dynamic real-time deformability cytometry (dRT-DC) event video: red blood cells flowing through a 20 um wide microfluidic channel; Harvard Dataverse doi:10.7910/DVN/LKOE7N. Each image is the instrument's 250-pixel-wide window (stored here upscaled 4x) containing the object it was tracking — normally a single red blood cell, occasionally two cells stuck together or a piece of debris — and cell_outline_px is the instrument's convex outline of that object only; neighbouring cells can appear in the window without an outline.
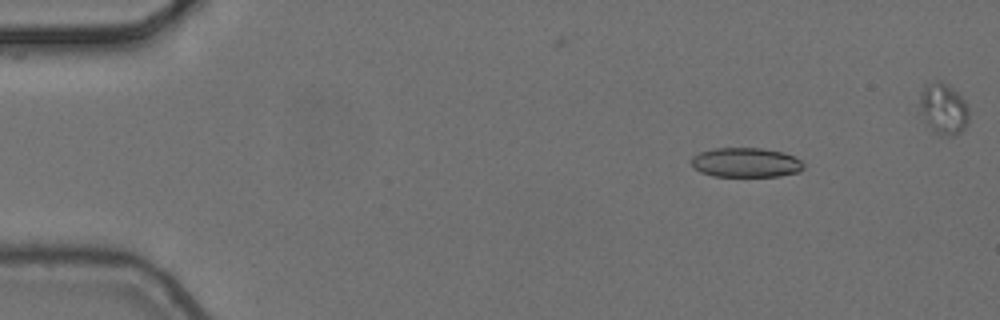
{"species": "common noctule bat (a hibernating species)", "species_latin": "Nyctalus noctula", "temperature_condition": "cold", "stored_images_in_passage": 7, "segment_of_instrument_passage": [1, 2], "camera_frame_rate_fps": 3000, "um_per_image_px": 0.085, "animal": {"sex": "female", "body_mass_g": 24.6, "forearm_length_mm": 56.2}, "frame": {"image": 1, "passage_image": 2, "time_ms": 0.333, "image_size_px": [1000, 320], "cell_outline_px": [[804, 168], [800, 172], [780, 176], [712, 176], [700, 172], [692, 168], [692, 156], [700, 152], [716, 148], [760, 148], [784, 152], [800, 160], [804, 164]], "centroid_in_image_um": [63.4, 13.82], "position_along_channel_um": 21.6, "area_um2": 19.42}}
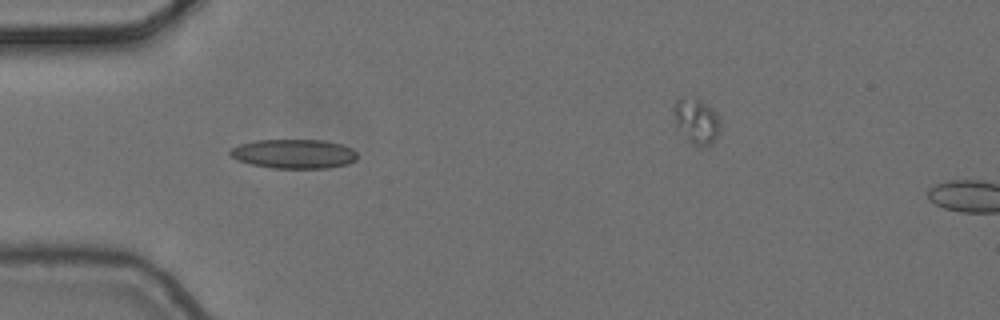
{"frame": {"image": 2, "passage_image": 5, "time_ms": 1.333, "image_size_px": [1000, 320], "cell_outline_px": [[356, 160], [348, 164], [328, 168], [272, 168], [252, 164], [236, 160], [228, 152], [232, 148], [240, 144], [256, 140], [324, 140], [344, 144], [352, 148], [356, 152]], "centroid_in_image_um": [25.01, 13.07], "position_along_channel_um": 60.0, "area_um2": 21.79}}
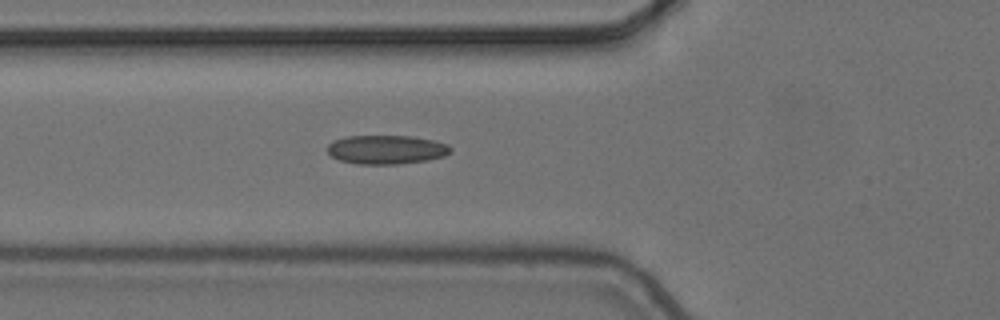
{"frame": {"image": 3, "passage_image": 6, "time_ms": 1.667, "image_size_px": [1000, 320], "cell_outline_px": [[452, 152], [444, 156], [428, 160], [400, 164], [356, 164], [340, 160], [332, 156], [328, 152], [328, 144], [332, 140], [348, 136], [412, 136], [432, 140], [448, 144], [452, 148]], "centroid_in_image_um": [32.86, 12.72], "position_along_channel_um": 92.9, "area_um2": 20.87}}